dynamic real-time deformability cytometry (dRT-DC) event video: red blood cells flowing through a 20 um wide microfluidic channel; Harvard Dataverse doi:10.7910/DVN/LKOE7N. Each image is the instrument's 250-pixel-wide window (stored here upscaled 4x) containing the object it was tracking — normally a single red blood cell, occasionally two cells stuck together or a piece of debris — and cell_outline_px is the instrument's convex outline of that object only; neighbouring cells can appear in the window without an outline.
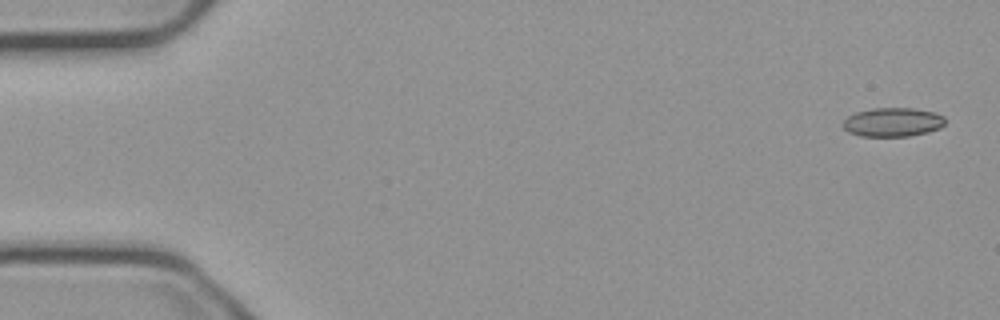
{"species": "common noctule bat (a hibernating species)", "species_latin": "Nyctalus noctula", "temperature_condition": "cold", "stored_images_in_passage": 54, "camera_frame_rate_fps": 3000, "um_per_image_px": 0.085, "animal": {"sex": "male", "body_mass_g": 23.1, "forearm_length_mm": 52.7}, "frame": {"image": 1, "passage_image": 1, "time_ms": 0.0, "image_size_px": [1000, 320], "cell_outline_px": [[944, 124], [940, 128], [928, 132], [908, 136], [860, 136], [848, 132], [844, 128], [844, 120], [848, 116], [856, 112], [872, 108], [912, 108], [936, 112], [944, 116]], "centroid_in_image_um": [75.9, 10.38], "position_along_channel_um": 9.1, "area_um2": 17.22}}
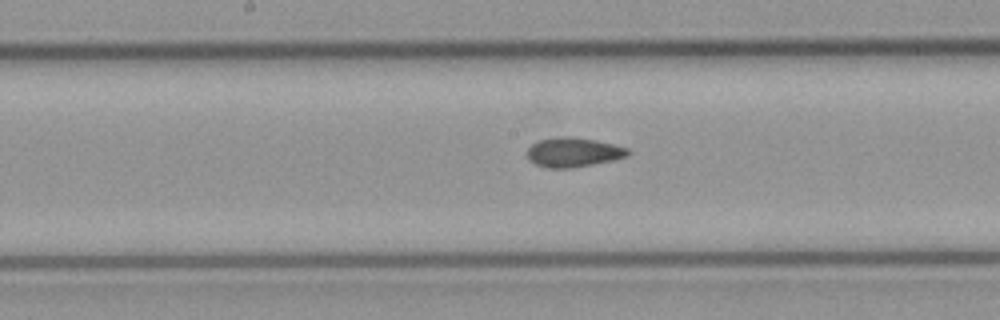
{"frame": {"image": 2, "passage_image": 27, "time_ms": 8.667, "image_size_px": [1000, 320], "cell_outline_px": [[632, 152], [628, 156], [612, 160], [572, 168], [548, 168], [536, 164], [528, 160], [528, 148], [532, 144], [540, 140], [564, 136], [568, 136], [596, 140], [628, 148]], "centroid_in_image_um": [48.75, 12.95], "position_along_channel_um": 199.4, "area_um2": 17.17}}
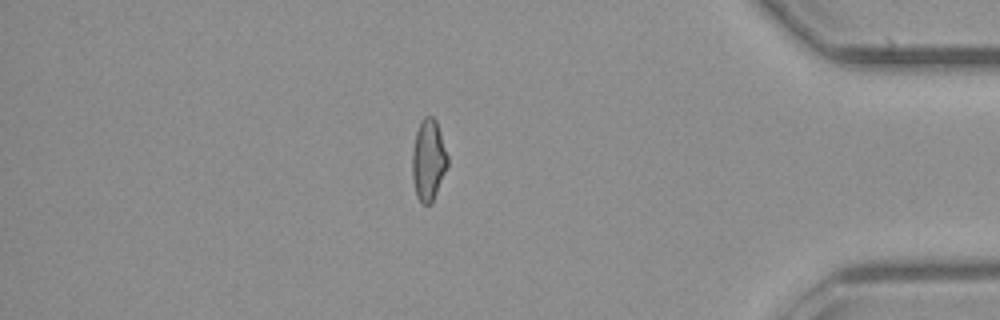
{"frame": {"image": 3, "passage_image": 46, "time_ms": 15.0, "image_size_px": [1000, 320], "cell_outline_px": [[448, 164], [436, 192], [432, 200], [428, 204], [424, 204], [416, 196], [412, 180], [412, 152], [416, 132], [420, 120], [424, 116], [432, 116], [436, 120], [448, 156]], "centroid_in_image_um": [36.39, 13.56], "position_along_channel_um": 398.8, "area_um2": 16.59}, "authors_computed_cell_mechanics": {"area_um2": 17.1666, "velocity_mm_per_s": 3.7601, "shape_relaxation_time_tau1_ms": null, "shape_relaxation_time_tau2_ms": 3.6473, "deformation_change_tau1": null, "deformation_change_tau2": 0.0991}}